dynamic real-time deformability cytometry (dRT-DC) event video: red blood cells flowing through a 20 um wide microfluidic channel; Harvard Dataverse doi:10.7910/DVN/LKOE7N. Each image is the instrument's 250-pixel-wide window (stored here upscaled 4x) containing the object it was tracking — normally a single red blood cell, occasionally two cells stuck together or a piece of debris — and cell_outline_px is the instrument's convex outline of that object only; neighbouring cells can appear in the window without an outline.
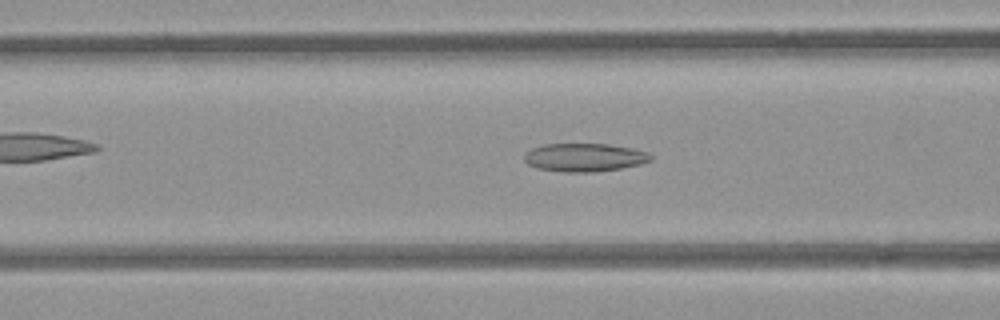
{"species": "common noctule bat (a hibernating species)", "species_latin": "Nyctalus noctula", "temperature_condition": "room temperature", "stored_images_in_passage": 52, "camera_frame_rate_fps": 3000, "um_per_image_px": 0.085, "animal": {"sex": "female", "body_mass_g": 21.9}, "frame": {"image": 1, "passage_image": 20, "time_ms": 6.333, "image_size_px": [1000, 320], "cell_outline_px": [[652, 160], [640, 164], [620, 168], [596, 172], [564, 172], [536, 168], [528, 164], [524, 160], [524, 156], [532, 148], [544, 144], [608, 144], [632, 148], [648, 152], [652, 156]], "centroid_in_image_um": [49.69, 13.38], "position_along_channel_um": 116.9, "area_um2": 20.81}}
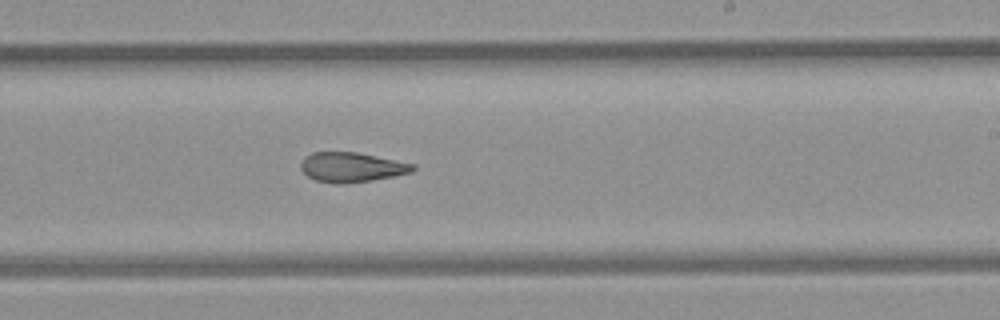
{"frame": {"image": 2, "passage_image": 31, "time_ms": 10.0, "image_size_px": [1000, 320], "cell_outline_px": [[416, 168], [412, 172], [372, 180], [344, 184], [336, 184], [316, 180], [308, 176], [300, 168], [300, 164], [304, 156], [312, 152], [356, 152], [416, 164]], "centroid_in_image_um": [29.88, 14.21], "position_along_channel_um": 259.1, "area_um2": 19.42}}
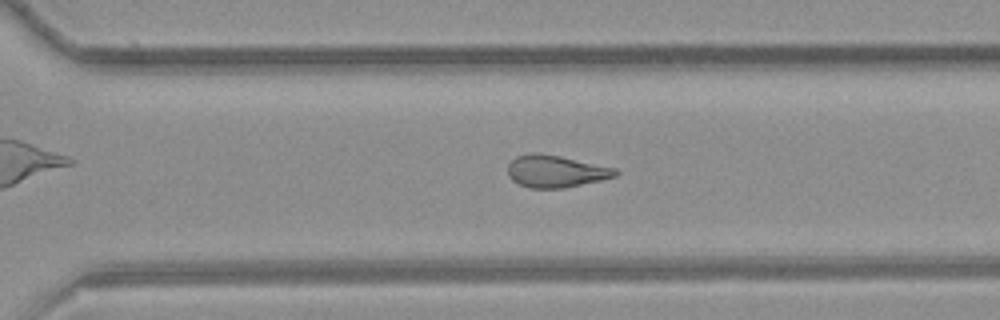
{"frame": {"image": 3, "passage_image": 36, "time_ms": 11.667, "image_size_px": [1000, 320], "cell_outline_px": [[620, 172], [616, 176], [600, 180], [564, 188], [528, 188], [512, 180], [508, 176], [508, 164], [516, 156], [532, 152], [536, 152], [560, 156], [616, 168]], "centroid_in_image_um": [47.22, 14.55], "position_along_channel_um": 323.4, "area_um2": 20.17}, "authors_computed_cell_mechanics": {"area_um2": 21.2126, "velocity_mm_per_s": 3.8671, "shape_relaxation_time_tau1_ms": null, "shape_relaxation_time_tau2_ms": 3.9698, "deformation_change_tau1": null, "deformation_change_tau2": 0.1252}}